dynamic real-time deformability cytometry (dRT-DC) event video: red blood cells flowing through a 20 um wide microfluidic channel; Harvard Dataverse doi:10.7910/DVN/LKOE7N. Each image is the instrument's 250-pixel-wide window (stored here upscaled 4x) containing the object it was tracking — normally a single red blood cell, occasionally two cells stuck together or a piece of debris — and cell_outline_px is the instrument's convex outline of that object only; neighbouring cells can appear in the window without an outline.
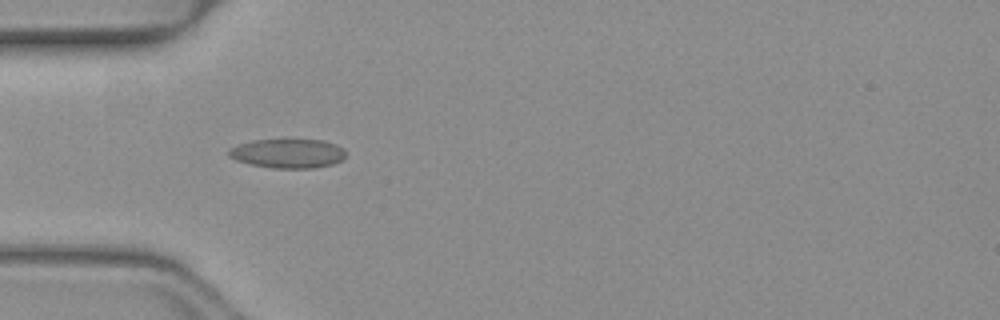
{"species": "common noctule bat (a hibernating species)", "species_latin": "Nyctalus noctula", "temperature_condition": "warm", "stored_images_in_passage": 37, "camera_frame_rate_fps": 3000, "um_per_image_px": 0.085, "animal": {"sex": "female", "body_mass_g": 19.3, "forearm_length_mm": 54.1}, "frame": {"image": 1, "passage_image": 2, "time_ms": 0.333, "image_size_px": [1000, 320], "cell_outline_px": [[344, 160], [332, 164], [312, 168], [272, 168], [248, 164], [236, 160], [228, 156], [228, 148], [252, 140], [288, 136], [324, 140], [336, 144], [344, 148]], "centroid_in_image_um": [24.46, 12.98], "position_along_channel_um": 60.5, "area_um2": 21.04}}
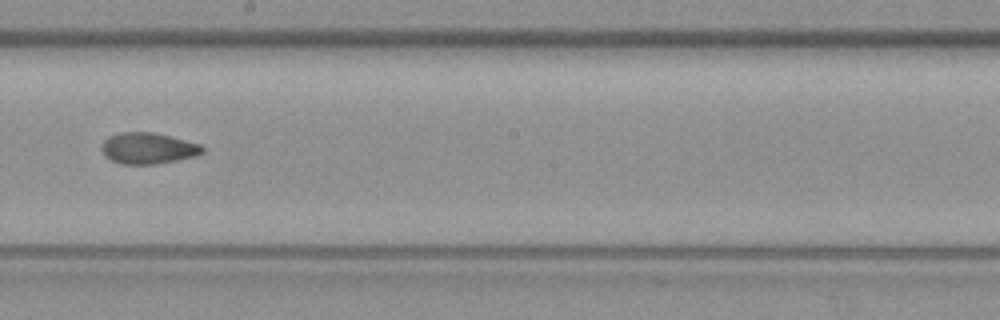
{"frame": {"image": 2, "passage_image": 15, "time_ms": 4.667, "image_size_px": [1000, 320], "cell_outline_px": [[204, 152], [196, 156], [156, 164], [120, 164], [104, 156], [100, 148], [104, 140], [108, 136], [120, 132], [152, 132], [200, 144], [204, 148]], "centroid_in_image_um": [12.55, 12.61], "position_along_channel_um": 235.7, "area_um2": 18.32}}
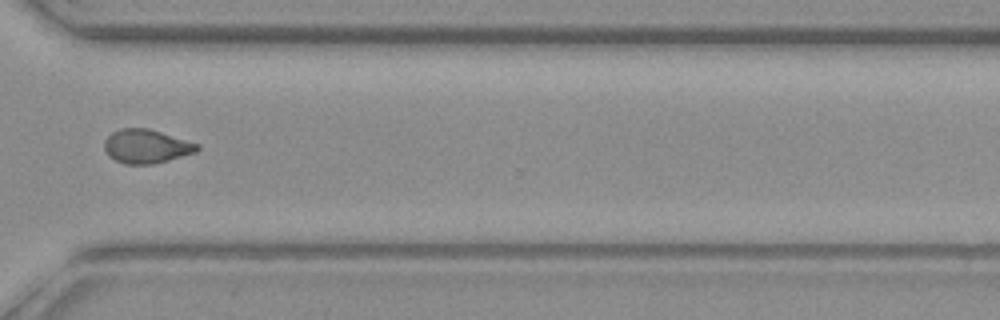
{"frame": {"image": 3, "passage_image": 24, "time_ms": 7.667, "image_size_px": [1000, 320], "cell_outline_px": [[200, 148], [196, 152], [168, 160], [152, 164], [124, 164], [108, 156], [104, 148], [104, 140], [112, 132], [120, 128], [148, 128], [200, 144]], "centroid_in_image_um": [12.42, 12.43], "position_along_channel_um": 358.2, "area_um2": 18.32}, "authors_computed_cell_mechanics": {"area_um2": 18.3804, "velocity_mm_per_s": 4.0884, "shape_relaxation_time_tau1_ms": null, "shape_relaxation_time_tau2_ms": 1.8036, "deformation_change_tau1": null, "deformation_change_tau2": 0.0663}}